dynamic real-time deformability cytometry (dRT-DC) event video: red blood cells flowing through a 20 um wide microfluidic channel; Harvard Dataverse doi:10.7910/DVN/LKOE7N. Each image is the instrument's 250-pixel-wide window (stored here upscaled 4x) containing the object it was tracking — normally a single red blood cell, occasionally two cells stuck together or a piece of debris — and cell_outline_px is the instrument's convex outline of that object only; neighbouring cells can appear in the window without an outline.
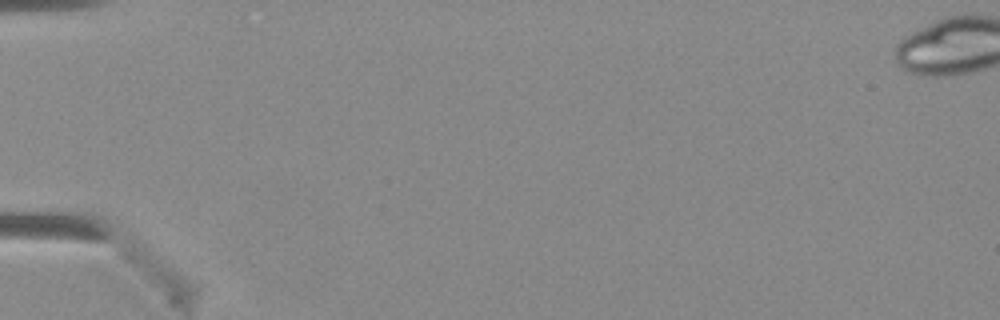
{"species": "Egyptian fruit bat (a non-hibernating species)", "species_latin": "Rousettus aegyptiacus", "temperature_condition": "warm", "stored_images_in_passage": 1, "camera_frame_rate_fps": 3000, "um_per_image_px": 0.085, "animal": {"sex": "female"}, "frame": {"image": 1, "passage_image": 1, "time_ms": 0.0, "image_size_px": [1000, 320], "cell_outline_px": [[196, 296], [180, 300], [172, 300], [132, 256], [132, 244], [136, 236], [140, 236], [176, 268], [196, 288]], "centroid_in_image_um": [13.79, 23.04], "position_along_channel_um": 71.2, "area_um2": 12.66}}